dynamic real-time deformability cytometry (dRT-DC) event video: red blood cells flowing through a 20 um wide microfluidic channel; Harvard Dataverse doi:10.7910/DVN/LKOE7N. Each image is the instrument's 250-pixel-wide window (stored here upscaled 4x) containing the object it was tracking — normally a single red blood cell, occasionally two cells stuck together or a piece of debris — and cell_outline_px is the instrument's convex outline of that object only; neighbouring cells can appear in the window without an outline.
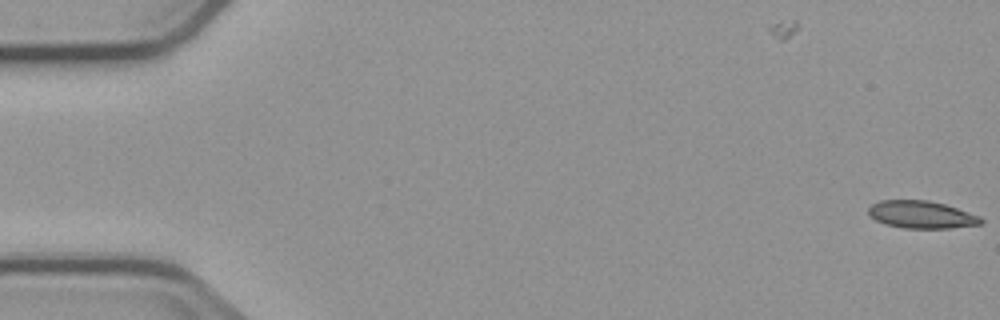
{"species": "common noctule bat (a hibernating species)", "species_latin": "Nyctalus noctula", "temperature_condition": "cold", "stored_images_in_passage": 9, "camera_frame_rate_fps": 3000, "um_per_image_px": 0.085, "animal": {"sex": "male", "body_mass_g": 23.1, "forearm_length_mm": 52.7}, "frame": {"image": 1, "passage_image": 1, "time_ms": 0.0, "image_size_px": [1000, 320], "cell_outline_px": [[984, 224], [948, 228], [904, 228], [884, 224], [876, 220], [868, 212], [868, 208], [872, 204], [880, 200], [928, 200], [944, 204], [980, 216], [984, 220]], "centroid_in_image_um": [78.34, 18.24], "position_along_channel_um": 6.7, "area_um2": 17.98}}
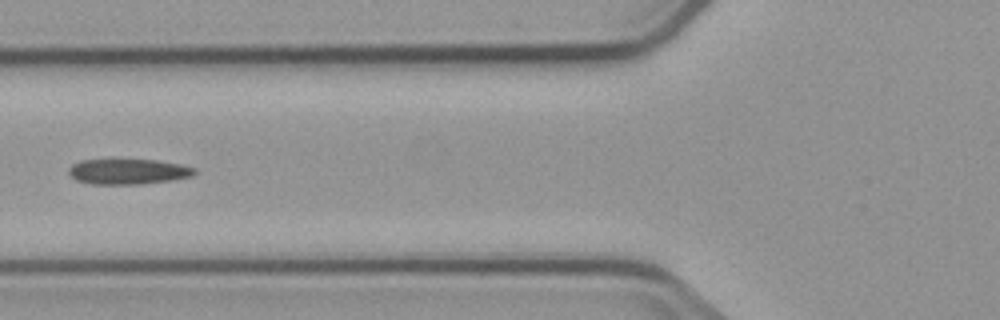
{"frame": {"image": 2, "passage_image": 6, "time_ms": 7.0, "image_size_px": [1000, 320], "cell_outline_px": [[196, 172], [192, 176], [172, 180], [140, 184], [92, 184], [76, 180], [68, 172], [68, 168], [72, 164], [80, 160], [156, 160], [180, 164], [196, 168]], "centroid_in_image_um": [10.89, 14.58], "position_along_channel_um": 114.9, "area_um2": 18.55}}
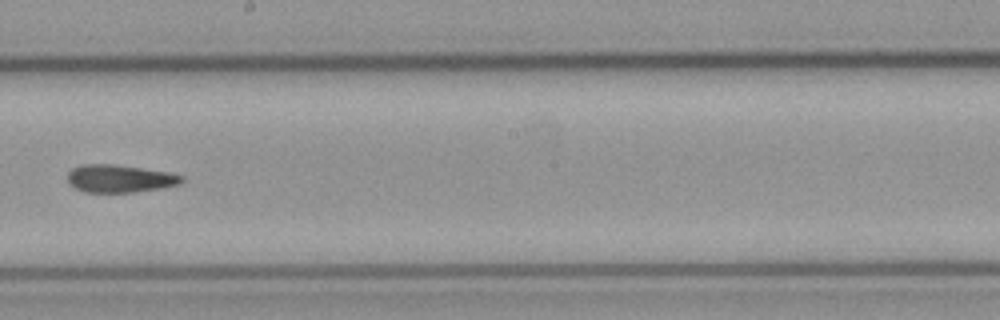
{"frame": {"image": 3, "passage_image": 9, "time_ms": 10.333, "image_size_px": [1000, 320], "cell_outline_px": [[184, 180], [180, 184], [160, 188], [132, 192], [84, 192], [76, 188], [68, 180], [68, 172], [72, 168], [80, 164], [116, 164], [172, 172], [184, 176]], "centroid_in_image_um": [10.21, 15.16], "position_along_channel_um": 238.0, "area_um2": 18.55}}